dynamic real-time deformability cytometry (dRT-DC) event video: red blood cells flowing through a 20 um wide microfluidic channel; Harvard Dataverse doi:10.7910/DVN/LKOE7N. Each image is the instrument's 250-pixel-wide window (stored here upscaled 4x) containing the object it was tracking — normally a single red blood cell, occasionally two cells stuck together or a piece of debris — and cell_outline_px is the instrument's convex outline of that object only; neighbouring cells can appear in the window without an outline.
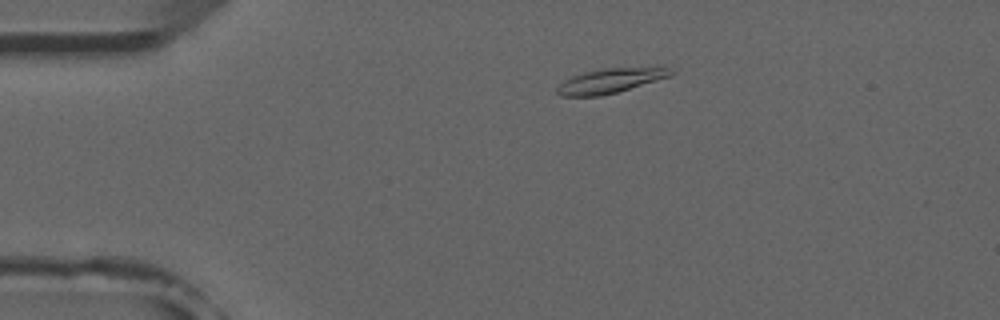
{"species": "common noctule bat (a hibernating species)", "species_latin": "Nyctalus noctula", "temperature_condition": "room temperature", "stored_images_in_passage": 3, "camera_frame_rate_fps": 3000, "um_per_image_px": 0.085, "animal": {"sex": "male", "forearm_length_mm": 52.5}, "frame": {"image": 1, "passage_image": 3, "time_ms": 2.333, "image_size_px": [1000, 320], "cell_outline_px": [[676, 72], [672, 76], [616, 92], [600, 96], [560, 96], [556, 92], [556, 88], [564, 80], [572, 76], [584, 72], [604, 68], [668, 68]], "centroid_in_image_um": [51.84, 6.87], "position_along_channel_um": 33.2, "area_um2": 16.07}}